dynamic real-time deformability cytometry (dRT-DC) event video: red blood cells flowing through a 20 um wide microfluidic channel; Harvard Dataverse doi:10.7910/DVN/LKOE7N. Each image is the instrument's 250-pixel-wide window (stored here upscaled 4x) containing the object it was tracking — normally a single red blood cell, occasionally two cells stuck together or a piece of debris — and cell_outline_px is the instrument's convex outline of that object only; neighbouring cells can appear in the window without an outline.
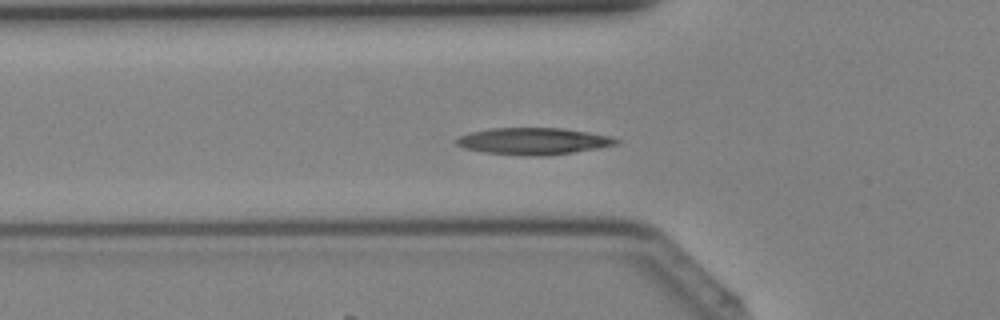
{"species": "Egyptian fruit bat (a non-hibernating species)", "species_latin": "Rousettus aegyptiacus", "temperature_condition": "cold", "stored_images_in_passage": 39, "camera_frame_rate_fps": 3000, "um_per_image_px": 0.085, "animal": {"sex": "female"}, "frame": {"image": 1, "passage_image": 13, "time_ms": 4.0, "image_size_px": [1000, 320], "cell_outline_px": [[620, 140], [616, 144], [596, 148], [548, 156], [520, 156], [484, 152], [464, 148], [456, 144], [456, 140], [460, 136], [472, 132], [492, 128], [560, 128], [588, 132], [612, 136]], "centroid_in_image_um": [45.33, 12.0], "position_along_channel_um": 80.5, "area_um2": 24.85}}
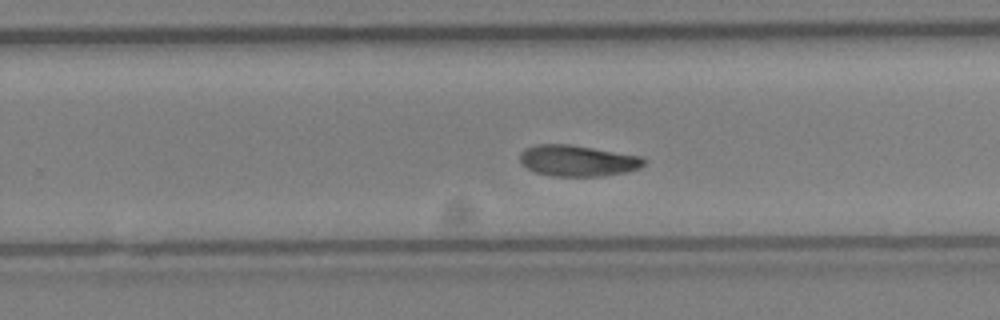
{"frame": {"image": 2, "passage_image": 25, "time_ms": 8.0, "image_size_px": [1000, 320], "cell_outline_px": [[648, 160], [640, 168], [624, 172], [600, 176], [552, 176], [536, 172], [528, 168], [520, 160], [520, 152], [524, 148], [536, 144], [568, 144], [640, 156]], "centroid_in_image_um": [49.09, 13.65], "position_along_channel_um": 280.7, "area_um2": 22.31}}
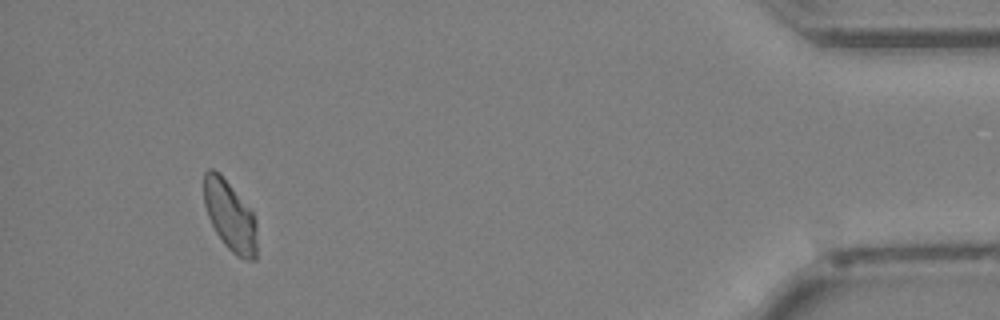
{"frame": {"image": 3, "passage_image": 37, "time_ms": 12.0, "image_size_px": [1000, 320], "cell_outline_px": [[256, 260], [244, 260], [236, 256], [224, 244], [216, 232], [208, 216], [204, 204], [204, 172], [208, 168], [212, 168], [220, 172], [252, 212], [256, 220]], "centroid_in_image_um": [19.54, 18.34], "position_along_channel_um": 415.7, "area_um2": 21.68}}